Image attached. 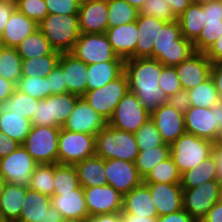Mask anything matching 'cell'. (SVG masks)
I'll use <instances>...</instances> for the list:
<instances>
[{
  "label": "cell",
  "instance_id": "14",
  "mask_svg": "<svg viewBox=\"0 0 222 222\" xmlns=\"http://www.w3.org/2000/svg\"><path fill=\"white\" fill-rule=\"evenodd\" d=\"M107 185L112 186L122 196L143 183L135 163L120 160H105Z\"/></svg>",
  "mask_w": 222,
  "mask_h": 222
},
{
  "label": "cell",
  "instance_id": "54",
  "mask_svg": "<svg viewBox=\"0 0 222 222\" xmlns=\"http://www.w3.org/2000/svg\"><path fill=\"white\" fill-rule=\"evenodd\" d=\"M166 103L184 114L191 107L188 90L182 89L176 92L174 95L167 98Z\"/></svg>",
  "mask_w": 222,
  "mask_h": 222
},
{
  "label": "cell",
  "instance_id": "70",
  "mask_svg": "<svg viewBox=\"0 0 222 222\" xmlns=\"http://www.w3.org/2000/svg\"><path fill=\"white\" fill-rule=\"evenodd\" d=\"M6 184V181L3 179V177L0 175V196L3 194L4 186Z\"/></svg>",
  "mask_w": 222,
  "mask_h": 222
},
{
  "label": "cell",
  "instance_id": "36",
  "mask_svg": "<svg viewBox=\"0 0 222 222\" xmlns=\"http://www.w3.org/2000/svg\"><path fill=\"white\" fill-rule=\"evenodd\" d=\"M80 98L73 93L55 94L45 98L50 102L51 120H55L62 127Z\"/></svg>",
  "mask_w": 222,
  "mask_h": 222
},
{
  "label": "cell",
  "instance_id": "4",
  "mask_svg": "<svg viewBox=\"0 0 222 222\" xmlns=\"http://www.w3.org/2000/svg\"><path fill=\"white\" fill-rule=\"evenodd\" d=\"M38 29L51 47L60 53L71 52L81 34L78 15L48 14L38 23Z\"/></svg>",
  "mask_w": 222,
  "mask_h": 222
},
{
  "label": "cell",
  "instance_id": "62",
  "mask_svg": "<svg viewBox=\"0 0 222 222\" xmlns=\"http://www.w3.org/2000/svg\"><path fill=\"white\" fill-rule=\"evenodd\" d=\"M15 88L16 87L12 82L0 77V105L4 106Z\"/></svg>",
  "mask_w": 222,
  "mask_h": 222
},
{
  "label": "cell",
  "instance_id": "40",
  "mask_svg": "<svg viewBox=\"0 0 222 222\" xmlns=\"http://www.w3.org/2000/svg\"><path fill=\"white\" fill-rule=\"evenodd\" d=\"M61 55H45L35 58L22 59V76L47 77L57 66Z\"/></svg>",
  "mask_w": 222,
  "mask_h": 222
},
{
  "label": "cell",
  "instance_id": "22",
  "mask_svg": "<svg viewBox=\"0 0 222 222\" xmlns=\"http://www.w3.org/2000/svg\"><path fill=\"white\" fill-rule=\"evenodd\" d=\"M115 54L126 60L135 58V48L138 38L136 21L117 27L108 28L105 32Z\"/></svg>",
  "mask_w": 222,
  "mask_h": 222
},
{
  "label": "cell",
  "instance_id": "43",
  "mask_svg": "<svg viewBox=\"0 0 222 222\" xmlns=\"http://www.w3.org/2000/svg\"><path fill=\"white\" fill-rule=\"evenodd\" d=\"M54 164H38L33 171L29 189L52 197L54 194Z\"/></svg>",
  "mask_w": 222,
  "mask_h": 222
},
{
  "label": "cell",
  "instance_id": "23",
  "mask_svg": "<svg viewBox=\"0 0 222 222\" xmlns=\"http://www.w3.org/2000/svg\"><path fill=\"white\" fill-rule=\"evenodd\" d=\"M138 38L135 48V58H152V49L160 30L167 23L154 16L139 14L136 20Z\"/></svg>",
  "mask_w": 222,
  "mask_h": 222
},
{
  "label": "cell",
  "instance_id": "30",
  "mask_svg": "<svg viewBox=\"0 0 222 222\" xmlns=\"http://www.w3.org/2000/svg\"><path fill=\"white\" fill-rule=\"evenodd\" d=\"M27 187L6 183L0 196V222L18 220Z\"/></svg>",
  "mask_w": 222,
  "mask_h": 222
},
{
  "label": "cell",
  "instance_id": "64",
  "mask_svg": "<svg viewBox=\"0 0 222 222\" xmlns=\"http://www.w3.org/2000/svg\"><path fill=\"white\" fill-rule=\"evenodd\" d=\"M87 222H122L120 212L89 217Z\"/></svg>",
  "mask_w": 222,
  "mask_h": 222
},
{
  "label": "cell",
  "instance_id": "65",
  "mask_svg": "<svg viewBox=\"0 0 222 222\" xmlns=\"http://www.w3.org/2000/svg\"><path fill=\"white\" fill-rule=\"evenodd\" d=\"M120 216L122 222H157L158 217H146V216H139L133 215L130 213H125L123 211L120 212Z\"/></svg>",
  "mask_w": 222,
  "mask_h": 222
},
{
  "label": "cell",
  "instance_id": "73",
  "mask_svg": "<svg viewBox=\"0 0 222 222\" xmlns=\"http://www.w3.org/2000/svg\"><path fill=\"white\" fill-rule=\"evenodd\" d=\"M216 145H222V130H221V132H220L219 140H218V142H217Z\"/></svg>",
  "mask_w": 222,
  "mask_h": 222
},
{
  "label": "cell",
  "instance_id": "9",
  "mask_svg": "<svg viewBox=\"0 0 222 222\" xmlns=\"http://www.w3.org/2000/svg\"><path fill=\"white\" fill-rule=\"evenodd\" d=\"M128 91V79L126 74L123 73L120 77L108 82L101 88L86 91L82 97L108 122L117 104Z\"/></svg>",
  "mask_w": 222,
  "mask_h": 222
},
{
  "label": "cell",
  "instance_id": "63",
  "mask_svg": "<svg viewBox=\"0 0 222 222\" xmlns=\"http://www.w3.org/2000/svg\"><path fill=\"white\" fill-rule=\"evenodd\" d=\"M171 7L172 12L178 18L192 3L191 0H165Z\"/></svg>",
  "mask_w": 222,
  "mask_h": 222
},
{
  "label": "cell",
  "instance_id": "44",
  "mask_svg": "<svg viewBox=\"0 0 222 222\" xmlns=\"http://www.w3.org/2000/svg\"><path fill=\"white\" fill-rule=\"evenodd\" d=\"M38 104V99L24 94L15 88L12 95L5 102L4 107L9 111H14L16 114L31 120Z\"/></svg>",
  "mask_w": 222,
  "mask_h": 222
},
{
  "label": "cell",
  "instance_id": "5",
  "mask_svg": "<svg viewBox=\"0 0 222 222\" xmlns=\"http://www.w3.org/2000/svg\"><path fill=\"white\" fill-rule=\"evenodd\" d=\"M215 146L216 144L210 140L185 132L170 145V156L182 174L212 155Z\"/></svg>",
  "mask_w": 222,
  "mask_h": 222
},
{
  "label": "cell",
  "instance_id": "49",
  "mask_svg": "<svg viewBox=\"0 0 222 222\" xmlns=\"http://www.w3.org/2000/svg\"><path fill=\"white\" fill-rule=\"evenodd\" d=\"M15 3L19 12L37 24L48 15L45 0H15Z\"/></svg>",
  "mask_w": 222,
  "mask_h": 222
},
{
  "label": "cell",
  "instance_id": "46",
  "mask_svg": "<svg viewBox=\"0 0 222 222\" xmlns=\"http://www.w3.org/2000/svg\"><path fill=\"white\" fill-rule=\"evenodd\" d=\"M134 135L139 151H145L158 145H168L163 142L160 133L151 118H149Z\"/></svg>",
  "mask_w": 222,
  "mask_h": 222
},
{
  "label": "cell",
  "instance_id": "76",
  "mask_svg": "<svg viewBox=\"0 0 222 222\" xmlns=\"http://www.w3.org/2000/svg\"><path fill=\"white\" fill-rule=\"evenodd\" d=\"M2 109H3V105H0V114L2 112Z\"/></svg>",
  "mask_w": 222,
  "mask_h": 222
},
{
  "label": "cell",
  "instance_id": "11",
  "mask_svg": "<svg viewBox=\"0 0 222 222\" xmlns=\"http://www.w3.org/2000/svg\"><path fill=\"white\" fill-rule=\"evenodd\" d=\"M149 118L150 113L144 108L137 96L128 91L117 104L108 125L135 134Z\"/></svg>",
  "mask_w": 222,
  "mask_h": 222
},
{
  "label": "cell",
  "instance_id": "67",
  "mask_svg": "<svg viewBox=\"0 0 222 222\" xmlns=\"http://www.w3.org/2000/svg\"><path fill=\"white\" fill-rule=\"evenodd\" d=\"M62 217L59 213L58 210H56L52 205H51V217L49 218V221L46 220L45 222H61Z\"/></svg>",
  "mask_w": 222,
  "mask_h": 222
},
{
  "label": "cell",
  "instance_id": "6",
  "mask_svg": "<svg viewBox=\"0 0 222 222\" xmlns=\"http://www.w3.org/2000/svg\"><path fill=\"white\" fill-rule=\"evenodd\" d=\"M186 133L217 144L222 130V102L211 108L191 106L184 114Z\"/></svg>",
  "mask_w": 222,
  "mask_h": 222
},
{
  "label": "cell",
  "instance_id": "42",
  "mask_svg": "<svg viewBox=\"0 0 222 222\" xmlns=\"http://www.w3.org/2000/svg\"><path fill=\"white\" fill-rule=\"evenodd\" d=\"M180 182L181 174L171 156L156 165L143 179V183L180 184Z\"/></svg>",
  "mask_w": 222,
  "mask_h": 222
},
{
  "label": "cell",
  "instance_id": "38",
  "mask_svg": "<svg viewBox=\"0 0 222 222\" xmlns=\"http://www.w3.org/2000/svg\"><path fill=\"white\" fill-rule=\"evenodd\" d=\"M54 194L72 192L80 187L77 170L74 165L54 164Z\"/></svg>",
  "mask_w": 222,
  "mask_h": 222
},
{
  "label": "cell",
  "instance_id": "59",
  "mask_svg": "<svg viewBox=\"0 0 222 222\" xmlns=\"http://www.w3.org/2000/svg\"><path fill=\"white\" fill-rule=\"evenodd\" d=\"M205 55L212 63L222 62V34L214 44L205 52Z\"/></svg>",
  "mask_w": 222,
  "mask_h": 222
},
{
  "label": "cell",
  "instance_id": "7",
  "mask_svg": "<svg viewBox=\"0 0 222 222\" xmlns=\"http://www.w3.org/2000/svg\"><path fill=\"white\" fill-rule=\"evenodd\" d=\"M60 128L32 125L22 145L38 164H58Z\"/></svg>",
  "mask_w": 222,
  "mask_h": 222
},
{
  "label": "cell",
  "instance_id": "55",
  "mask_svg": "<svg viewBox=\"0 0 222 222\" xmlns=\"http://www.w3.org/2000/svg\"><path fill=\"white\" fill-rule=\"evenodd\" d=\"M206 22H222V1L211 2L203 5Z\"/></svg>",
  "mask_w": 222,
  "mask_h": 222
},
{
  "label": "cell",
  "instance_id": "58",
  "mask_svg": "<svg viewBox=\"0 0 222 222\" xmlns=\"http://www.w3.org/2000/svg\"><path fill=\"white\" fill-rule=\"evenodd\" d=\"M21 144L0 131V158L9 155Z\"/></svg>",
  "mask_w": 222,
  "mask_h": 222
},
{
  "label": "cell",
  "instance_id": "24",
  "mask_svg": "<svg viewBox=\"0 0 222 222\" xmlns=\"http://www.w3.org/2000/svg\"><path fill=\"white\" fill-rule=\"evenodd\" d=\"M51 217V197L29 189L24 197L19 222H45Z\"/></svg>",
  "mask_w": 222,
  "mask_h": 222
},
{
  "label": "cell",
  "instance_id": "15",
  "mask_svg": "<svg viewBox=\"0 0 222 222\" xmlns=\"http://www.w3.org/2000/svg\"><path fill=\"white\" fill-rule=\"evenodd\" d=\"M89 217L122 211L123 196L112 186L83 188Z\"/></svg>",
  "mask_w": 222,
  "mask_h": 222
},
{
  "label": "cell",
  "instance_id": "69",
  "mask_svg": "<svg viewBox=\"0 0 222 222\" xmlns=\"http://www.w3.org/2000/svg\"><path fill=\"white\" fill-rule=\"evenodd\" d=\"M193 3L195 4H199V5H206V4H209L211 2H216V1H219V0H191Z\"/></svg>",
  "mask_w": 222,
  "mask_h": 222
},
{
  "label": "cell",
  "instance_id": "39",
  "mask_svg": "<svg viewBox=\"0 0 222 222\" xmlns=\"http://www.w3.org/2000/svg\"><path fill=\"white\" fill-rule=\"evenodd\" d=\"M139 10L124 0H108V28L135 22Z\"/></svg>",
  "mask_w": 222,
  "mask_h": 222
},
{
  "label": "cell",
  "instance_id": "72",
  "mask_svg": "<svg viewBox=\"0 0 222 222\" xmlns=\"http://www.w3.org/2000/svg\"><path fill=\"white\" fill-rule=\"evenodd\" d=\"M80 6L88 3L90 0H75Z\"/></svg>",
  "mask_w": 222,
  "mask_h": 222
},
{
  "label": "cell",
  "instance_id": "74",
  "mask_svg": "<svg viewBox=\"0 0 222 222\" xmlns=\"http://www.w3.org/2000/svg\"><path fill=\"white\" fill-rule=\"evenodd\" d=\"M220 200L222 201V183H221V187H220Z\"/></svg>",
  "mask_w": 222,
  "mask_h": 222
},
{
  "label": "cell",
  "instance_id": "13",
  "mask_svg": "<svg viewBox=\"0 0 222 222\" xmlns=\"http://www.w3.org/2000/svg\"><path fill=\"white\" fill-rule=\"evenodd\" d=\"M221 181L210 180L201 186L183 189V209L197 222L220 200Z\"/></svg>",
  "mask_w": 222,
  "mask_h": 222
},
{
  "label": "cell",
  "instance_id": "56",
  "mask_svg": "<svg viewBox=\"0 0 222 222\" xmlns=\"http://www.w3.org/2000/svg\"><path fill=\"white\" fill-rule=\"evenodd\" d=\"M16 10V3L11 0H0V36L12 13Z\"/></svg>",
  "mask_w": 222,
  "mask_h": 222
},
{
  "label": "cell",
  "instance_id": "27",
  "mask_svg": "<svg viewBox=\"0 0 222 222\" xmlns=\"http://www.w3.org/2000/svg\"><path fill=\"white\" fill-rule=\"evenodd\" d=\"M122 211L133 215L158 217L156 206L145 183L133 188L123 196Z\"/></svg>",
  "mask_w": 222,
  "mask_h": 222
},
{
  "label": "cell",
  "instance_id": "20",
  "mask_svg": "<svg viewBox=\"0 0 222 222\" xmlns=\"http://www.w3.org/2000/svg\"><path fill=\"white\" fill-rule=\"evenodd\" d=\"M81 33H105L108 29V0H90L78 12Z\"/></svg>",
  "mask_w": 222,
  "mask_h": 222
},
{
  "label": "cell",
  "instance_id": "21",
  "mask_svg": "<svg viewBox=\"0 0 222 222\" xmlns=\"http://www.w3.org/2000/svg\"><path fill=\"white\" fill-rule=\"evenodd\" d=\"M58 65L63 70L68 93L82 97L87 91L88 65L70 52L61 53Z\"/></svg>",
  "mask_w": 222,
  "mask_h": 222
},
{
  "label": "cell",
  "instance_id": "37",
  "mask_svg": "<svg viewBox=\"0 0 222 222\" xmlns=\"http://www.w3.org/2000/svg\"><path fill=\"white\" fill-rule=\"evenodd\" d=\"M169 157L170 145H158L145 151H139L134 163L140 176L144 179L156 165Z\"/></svg>",
  "mask_w": 222,
  "mask_h": 222
},
{
  "label": "cell",
  "instance_id": "3",
  "mask_svg": "<svg viewBox=\"0 0 222 222\" xmlns=\"http://www.w3.org/2000/svg\"><path fill=\"white\" fill-rule=\"evenodd\" d=\"M139 153L135 135L106 125L96 135L95 155L104 160L120 159L134 163Z\"/></svg>",
  "mask_w": 222,
  "mask_h": 222
},
{
  "label": "cell",
  "instance_id": "41",
  "mask_svg": "<svg viewBox=\"0 0 222 222\" xmlns=\"http://www.w3.org/2000/svg\"><path fill=\"white\" fill-rule=\"evenodd\" d=\"M188 93L190 95V105L194 107L211 108L220 101L218 91L211 77L188 90Z\"/></svg>",
  "mask_w": 222,
  "mask_h": 222
},
{
  "label": "cell",
  "instance_id": "48",
  "mask_svg": "<svg viewBox=\"0 0 222 222\" xmlns=\"http://www.w3.org/2000/svg\"><path fill=\"white\" fill-rule=\"evenodd\" d=\"M139 14L154 16L167 22L178 20L165 0H146L140 8Z\"/></svg>",
  "mask_w": 222,
  "mask_h": 222
},
{
  "label": "cell",
  "instance_id": "66",
  "mask_svg": "<svg viewBox=\"0 0 222 222\" xmlns=\"http://www.w3.org/2000/svg\"><path fill=\"white\" fill-rule=\"evenodd\" d=\"M212 154L216 160L218 180L222 182V145H216Z\"/></svg>",
  "mask_w": 222,
  "mask_h": 222
},
{
  "label": "cell",
  "instance_id": "75",
  "mask_svg": "<svg viewBox=\"0 0 222 222\" xmlns=\"http://www.w3.org/2000/svg\"><path fill=\"white\" fill-rule=\"evenodd\" d=\"M2 47H3V43H2V39L0 37V50H1Z\"/></svg>",
  "mask_w": 222,
  "mask_h": 222
},
{
  "label": "cell",
  "instance_id": "60",
  "mask_svg": "<svg viewBox=\"0 0 222 222\" xmlns=\"http://www.w3.org/2000/svg\"><path fill=\"white\" fill-rule=\"evenodd\" d=\"M199 222H222V201H217Z\"/></svg>",
  "mask_w": 222,
  "mask_h": 222
},
{
  "label": "cell",
  "instance_id": "10",
  "mask_svg": "<svg viewBox=\"0 0 222 222\" xmlns=\"http://www.w3.org/2000/svg\"><path fill=\"white\" fill-rule=\"evenodd\" d=\"M70 53L87 65L106 61H125L115 54L105 33H81Z\"/></svg>",
  "mask_w": 222,
  "mask_h": 222
},
{
  "label": "cell",
  "instance_id": "68",
  "mask_svg": "<svg viewBox=\"0 0 222 222\" xmlns=\"http://www.w3.org/2000/svg\"><path fill=\"white\" fill-rule=\"evenodd\" d=\"M124 1L128 2L131 6H134L138 10H140V8L143 6L146 0H124Z\"/></svg>",
  "mask_w": 222,
  "mask_h": 222
},
{
  "label": "cell",
  "instance_id": "19",
  "mask_svg": "<svg viewBox=\"0 0 222 222\" xmlns=\"http://www.w3.org/2000/svg\"><path fill=\"white\" fill-rule=\"evenodd\" d=\"M153 198L158 216L168 215L183 209L181 184L145 183Z\"/></svg>",
  "mask_w": 222,
  "mask_h": 222
},
{
  "label": "cell",
  "instance_id": "28",
  "mask_svg": "<svg viewBox=\"0 0 222 222\" xmlns=\"http://www.w3.org/2000/svg\"><path fill=\"white\" fill-rule=\"evenodd\" d=\"M74 166L82 188L107 185L105 160L100 156L93 155L76 163Z\"/></svg>",
  "mask_w": 222,
  "mask_h": 222
},
{
  "label": "cell",
  "instance_id": "31",
  "mask_svg": "<svg viewBox=\"0 0 222 222\" xmlns=\"http://www.w3.org/2000/svg\"><path fill=\"white\" fill-rule=\"evenodd\" d=\"M216 169V160L212 154L193 169L181 174V187L191 189L201 186L207 181L218 180Z\"/></svg>",
  "mask_w": 222,
  "mask_h": 222
},
{
  "label": "cell",
  "instance_id": "71",
  "mask_svg": "<svg viewBox=\"0 0 222 222\" xmlns=\"http://www.w3.org/2000/svg\"><path fill=\"white\" fill-rule=\"evenodd\" d=\"M61 222H87V220H79V219H73V218H65V219H62Z\"/></svg>",
  "mask_w": 222,
  "mask_h": 222
},
{
  "label": "cell",
  "instance_id": "45",
  "mask_svg": "<svg viewBox=\"0 0 222 222\" xmlns=\"http://www.w3.org/2000/svg\"><path fill=\"white\" fill-rule=\"evenodd\" d=\"M15 87L22 93L30 95L38 100H43L50 96L48 80L47 77L44 76H22Z\"/></svg>",
  "mask_w": 222,
  "mask_h": 222
},
{
  "label": "cell",
  "instance_id": "34",
  "mask_svg": "<svg viewBox=\"0 0 222 222\" xmlns=\"http://www.w3.org/2000/svg\"><path fill=\"white\" fill-rule=\"evenodd\" d=\"M182 35L194 42L205 24L204 9L202 5L191 3L178 17Z\"/></svg>",
  "mask_w": 222,
  "mask_h": 222
},
{
  "label": "cell",
  "instance_id": "57",
  "mask_svg": "<svg viewBox=\"0 0 222 222\" xmlns=\"http://www.w3.org/2000/svg\"><path fill=\"white\" fill-rule=\"evenodd\" d=\"M157 222H197L188 212L184 209L164 215L158 216Z\"/></svg>",
  "mask_w": 222,
  "mask_h": 222
},
{
  "label": "cell",
  "instance_id": "16",
  "mask_svg": "<svg viewBox=\"0 0 222 222\" xmlns=\"http://www.w3.org/2000/svg\"><path fill=\"white\" fill-rule=\"evenodd\" d=\"M108 122L81 97L62 128L96 136Z\"/></svg>",
  "mask_w": 222,
  "mask_h": 222
},
{
  "label": "cell",
  "instance_id": "32",
  "mask_svg": "<svg viewBox=\"0 0 222 222\" xmlns=\"http://www.w3.org/2000/svg\"><path fill=\"white\" fill-rule=\"evenodd\" d=\"M31 127V120L16 114L14 111H9L3 106L0 114L1 132L22 145L30 133Z\"/></svg>",
  "mask_w": 222,
  "mask_h": 222
},
{
  "label": "cell",
  "instance_id": "33",
  "mask_svg": "<svg viewBox=\"0 0 222 222\" xmlns=\"http://www.w3.org/2000/svg\"><path fill=\"white\" fill-rule=\"evenodd\" d=\"M22 59L35 58L45 55H61L55 51L45 35L39 30H35L28 35L18 46L15 47Z\"/></svg>",
  "mask_w": 222,
  "mask_h": 222
},
{
  "label": "cell",
  "instance_id": "18",
  "mask_svg": "<svg viewBox=\"0 0 222 222\" xmlns=\"http://www.w3.org/2000/svg\"><path fill=\"white\" fill-rule=\"evenodd\" d=\"M165 144H173L186 132L183 113L175 110L168 103L162 104L150 114Z\"/></svg>",
  "mask_w": 222,
  "mask_h": 222
},
{
  "label": "cell",
  "instance_id": "47",
  "mask_svg": "<svg viewBox=\"0 0 222 222\" xmlns=\"http://www.w3.org/2000/svg\"><path fill=\"white\" fill-rule=\"evenodd\" d=\"M222 34V22H205L198 38L193 42L196 52L205 53Z\"/></svg>",
  "mask_w": 222,
  "mask_h": 222
},
{
  "label": "cell",
  "instance_id": "17",
  "mask_svg": "<svg viewBox=\"0 0 222 222\" xmlns=\"http://www.w3.org/2000/svg\"><path fill=\"white\" fill-rule=\"evenodd\" d=\"M212 62L203 52H195L175 66L181 87L190 90L211 77Z\"/></svg>",
  "mask_w": 222,
  "mask_h": 222
},
{
  "label": "cell",
  "instance_id": "1",
  "mask_svg": "<svg viewBox=\"0 0 222 222\" xmlns=\"http://www.w3.org/2000/svg\"><path fill=\"white\" fill-rule=\"evenodd\" d=\"M163 66L157 59L149 57L125 60L124 73L128 79L129 92L137 96L150 114L167 100L158 84Z\"/></svg>",
  "mask_w": 222,
  "mask_h": 222
},
{
  "label": "cell",
  "instance_id": "29",
  "mask_svg": "<svg viewBox=\"0 0 222 222\" xmlns=\"http://www.w3.org/2000/svg\"><path fill=\"white\" fill-rule=\"evenodd\" d=\"M125 61H106L88 65L87 91L101 88L124 73Z\"/></svg>",
  "mask_w": 222,
  "mask_h": 222
},
{
  "label": "cell",
  "instance_id": "53",
  "mask_svg": "<svg viewBox=\"0 0 222 222\" xmlns=\"http://www.w3.org/2000/svg\"><path fill=\"white\" fill-rule=\"evenodd\" d=\"M47 80L50 89V95L68 93L63 70L58 64L47 76Z\"/></svg>",
  "mask_w": 222,
  "mask_h": 222
},
{
  "label": "cell",
  "instance_id": "26",
  "mask_svg": "<svg viewBox=\"0 0 222 222\" xmlns=\"http://www.w3.org/2000/svg\"><path fill=\"white\" fill-rule=\"evenodd\" d=\"M37 29L38 24L34 20L29 19L16 9L8 19L0 36L3 46L15 48Z\"/></svg>",
  "mask_w": 222,
  "mask_h": 222
},
{
  "label": "cell",
  "instance_id": "8",
  "mask_svg": "<svg viewBox=\"0 0 222 222\" xmlns=\"http://www.w3.org/2000/svg\"><path fill=\"white\" fill-rule=\"evenodd\" d=\"M96 136L81 132H71L60 128L58 138V164L75 165L95 155Z\"/></svg>",
  "mask_w": 222,
  "mask_h": 222
},
{
  "label": "cell",
  "instance_id": "51",
  "mask_svg": "<svg viewBox=\"0 0 222 222\" xmlns=\"http://www.w3.org/2000/svg\"><path fill=\"white\" fill-rule=\"evenodd\" d=\"M48 14L78 15L80 5L75 0H45Z\"/></svg>",
  "mask_w": 222,
  "mask_h": 222
},
{
  "label": "cell",
  "instance_id": "12",
  "mask_svg": "<svg viewBox=\"0 0 222 222\" xmlns=\"http://www.w3.org/2000/svg\"><path fill=\"white\" fill-rule=\"evenodd\" d=\"M37 165L24 146L20 145L9 155L0 158V175L6 183L28 187Z\"/></svg>",
  "mask_w": 222,
  "mask_h": 222
},
{
  "label": "cell",
  "instance_id": "52",
  "mask_svg": "<svg viewBox=\"0 0 222 222\" xmlns=\"http://www.w3.org/2000/svg\"><path fill=\"white\" fill-rule=\"evenodd\" d=\"M31 124L33 126L61 127L55 120H51L50 102L46 99L39 100Z\"/></svg>",
  "mask_w": 222,
  "mask_h": 222
},
{
  "label": "cell",
  "instance_id": "25",
  "mask_svg": "<svg viewBox=\"0 0 222 222\" xmlns=\"http://www.w3.org/2000/svg\"><path fill=\"white\" fill-rule=\"evenodd\" d=\"M51 205L59 211L62 219L87 220L89 218L84 190L81 186L72 192L62 193L60 196H52Z\"/></svg>",
  "mask_w": 222,
  "mask_h": 222
},
{
  "label": "cell",
  "instance_id": "77",
  "mask_svg": "<svg viewBox=\"0 0 222 222\" xmlns=\"http://www.w3.org/2000/svg\"><path fill=\"white\" fill-rule=\"evenodd\" d=\"M5 222H19V221L15 220V221H5Z\"/></svg>",
  "mask_w": 222,
  "mask_h": 222
},
{
  "label": "cell",
  "instance_id": "61",
  "mask_svg": "<svg viewBox=\"0 0 222 222\" xmlns=\"http://www.w3.org/2000/svg\"><path fill=\"white\" fill-rule=\"evenodd\" d=\"M211 78L214 81L215 88L218 91L220 101L222 102V62L212 63Z\"/></svg>",
  "mask_w": 222,
  "mask_h": 222
},
{
  "label": "cell",
  "instance_id": "2",
  "mask_svg": "<svg viewBox=\"0 0 222 222\" xmlns=\"http://www.w3.org/2000/svg\"><path fill=\"white\" fill-rule=\"evenodd\" d=\"M195 52L193 42L182 35L180 23L175 20L167 22L160 30L152 49V59L164 66L175 67Z\"/></svg>",
  "mask_w": 222,
  "mask_h": 222
},
{
  "label": "cell",
  "instance_id": "35",
  "mask_svg": "<svg viewBox=\"0 0 222 222\" xmlns=\"http://www.w3.org/2000/svg\"><path fill=\"white\" fill-rule=\"evenodd\" d=\"M22 58L16 48L3 46L0 50V77L15 86L22 77Z\"/></svg>",
  "mask_w": 222,
  "mask_h": 222
},
{
  "label": "cell",
  "instance_id": "50",
  "mask_svg": "<svg viewBox=\"0 0 222 222\" xmlns=\"http://www.w3.org/2000/svg\"><path fill=\"white\" fill-rule=\"evenodd\" d=\"M158 84L167 98L182 90L180 79L176 73L175 67L172 66L162 67Z\"/></svg>",
  "mask_w": 222,
  "mask_h": 222
}]
</instances>
